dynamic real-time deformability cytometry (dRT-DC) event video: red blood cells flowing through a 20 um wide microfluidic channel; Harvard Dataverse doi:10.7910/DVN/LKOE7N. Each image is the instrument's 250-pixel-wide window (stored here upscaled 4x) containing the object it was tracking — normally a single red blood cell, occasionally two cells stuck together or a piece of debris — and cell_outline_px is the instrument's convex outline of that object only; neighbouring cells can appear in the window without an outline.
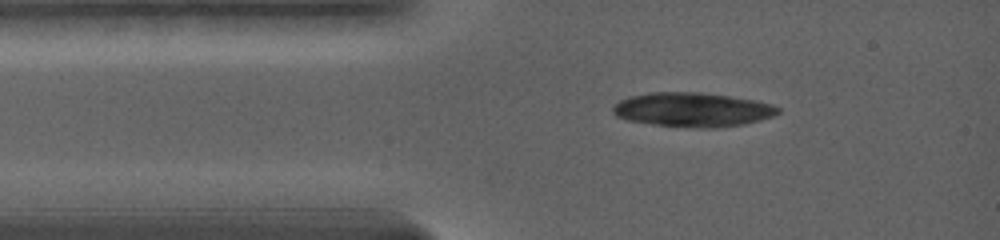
{"species": "common noctule bat (a hibernating species)", "species_latin": "Nyctalus noctula", "temperature_condition": "warm", "stored_images_in_passage": 1, "camera_frame_rate_fps": 5000, "um_per_image_px": 0.085, "animal": {"sex": "female", "body_mass_g": 19.0, "forearm_length_mm": 56.7}, "frame": {"image": 1, "passage_image": 1, "time_ms": 0.0, "image_size_px": [1000, 240], "cell_outline_px": [[780, 112], [772, 116], [744, 124], [712, 128], [700, 128], [652, 124], [628, 120], [616, 116], [612, 112], [612, 108], [620, 100], [628, 96], [652, 92], [692, 92], [728, 96], [752, 100], [768, 104], [780, 108]], "centroid_in_image_um": [58.81, 9.32], "position_along_channel_um": 26.2, "area_um2": 32.48}}